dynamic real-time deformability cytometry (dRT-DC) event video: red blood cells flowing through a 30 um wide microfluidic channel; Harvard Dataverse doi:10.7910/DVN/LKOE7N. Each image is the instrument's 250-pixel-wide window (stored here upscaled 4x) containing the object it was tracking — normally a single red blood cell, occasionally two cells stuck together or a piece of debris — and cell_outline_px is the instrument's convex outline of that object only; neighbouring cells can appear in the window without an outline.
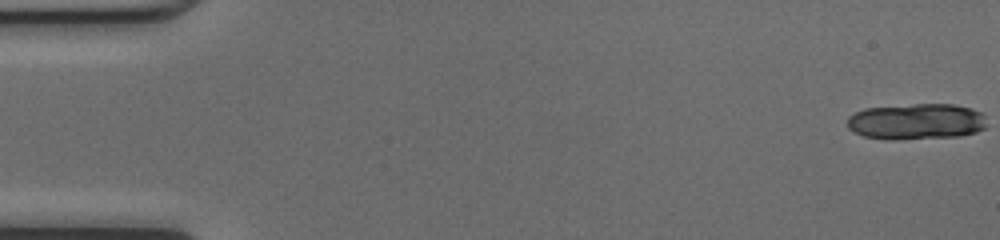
{"species": "common noctule bat (a hibernating species)", "species_latin": "Nyctalus noctula", "temperature_condition": "cold", "stored_images_in_passage": 18, "camera_frame_rate_fps": 3000, "um_per_image_px": 0.085, "animal": {"sex": "female", "body_mass_g": 17.0, "forearm_length_mm": 48.0}, "frame": {"image": 1, "passage_image": 1, "time_ms": 0.0, "image_size_px": [1000, 240], "cell_outline_px": [[984, 128], [976, 132], [960, 136], [896, 140], [888, 140], [864, 136], [848, 128], [848, 116], [864, 108], [916, 104], [956, 104], [972, 108], [980, 112], [984, 116]], "centroid_in_image_um": [77.88, 10.33], "position_along_channel_um": 7.1, "area_um2": 29.36}}